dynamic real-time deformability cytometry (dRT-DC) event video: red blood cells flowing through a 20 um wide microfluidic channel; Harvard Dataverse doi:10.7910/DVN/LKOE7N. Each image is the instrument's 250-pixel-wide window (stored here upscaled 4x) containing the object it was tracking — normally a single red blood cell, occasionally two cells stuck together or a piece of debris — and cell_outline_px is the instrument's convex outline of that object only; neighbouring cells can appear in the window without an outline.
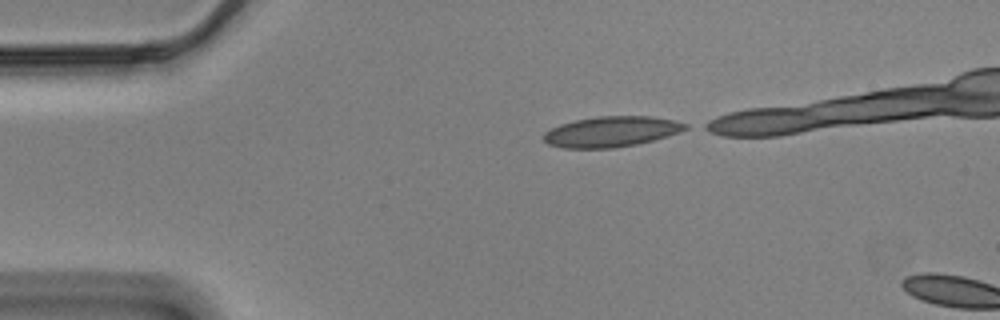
{"species": "Egyptian fruit bat (a non-hibernating species)", "species_latin": "Rousettus aegyptiacus", "temperature_condition": "cold", "stored_images_in_passage": 3, "camera_frame_rate_fps": 3000, "um_per_image_px": 0.085, "animal": {"sex": "male"}, "frame": {"image": 1, "passage_image": 1, "time_ms": 0.0, "image_size_px": [1000, 320], "cell_outline_px": [[688, 128], [668, 136], [636, 144], [612, 148], [564, 148], [548, 144], [544, 140], [544, 132], [560, 124], [576, 120], [600, 116], [652, 116], [672, 120], [688, 124]], "centroid_in_image_um": [51.96, 11.19], "position_along_channel_um": 33.0, "area_um2": 24.97}}